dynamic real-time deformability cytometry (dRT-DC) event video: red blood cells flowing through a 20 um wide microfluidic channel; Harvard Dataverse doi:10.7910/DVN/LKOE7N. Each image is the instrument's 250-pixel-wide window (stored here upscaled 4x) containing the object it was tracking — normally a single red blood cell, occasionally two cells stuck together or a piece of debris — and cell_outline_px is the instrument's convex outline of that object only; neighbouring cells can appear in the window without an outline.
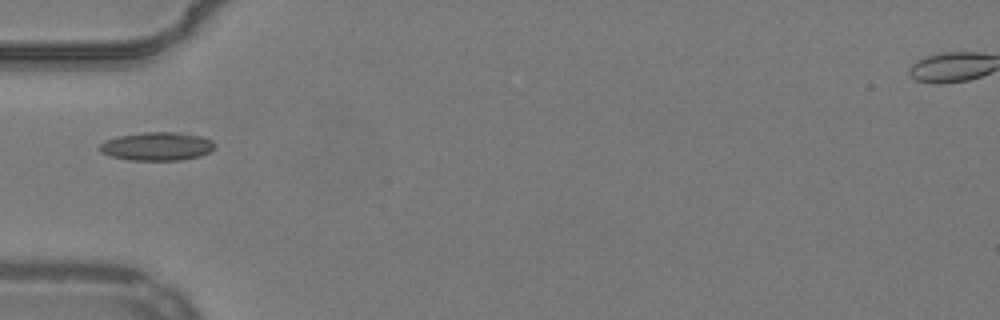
{"species": "common noctule bat (a hibernating species)", "species_latin": "Nyctalus noctula", "temperature_condition": "warm", "stored_images_in_passage": 37, "camera_frame_rate_fps": 3000, "um_per_image_px": 0.085, "animal": {"sex": "male", "body_mass_g": 19.2, "forearm_length_mm": 51.8}, "frame": {"image": 1, "passage_image": 1, "time_ms": 0.0, "image_size_px": [1000, 320], "cell_outline_px": [[216, 148], [200, 156], [180, 160], [128, 160], [112, 156], [100, 152], [100, 144], [108, 140], [120, 136], [144, 132], [176, 132], [204, 136], [212, 140], [216, 144]], "centroid_in_image_um": [13.41, 12.43], "position_along_channel_um": 71.6, "area_um2": 19.02}}
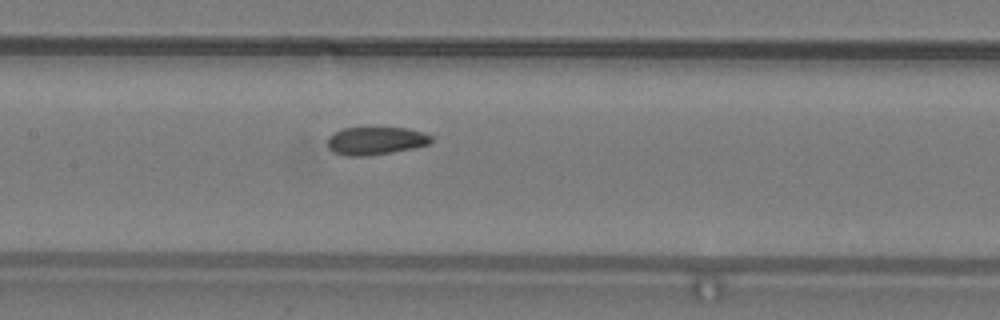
{"frame": {"image": 2, "passage_image": 9, "time_ms": 2.667, "image_size_px": [1000, 320], "cell_outline_px": [[432, 140], [428, 144], [412, 148], [392, 152], [368, 156], [344, 156], [332, 152], [328, 148], [328, 136], [344, 128], [408, 128], [424, 132], [432, 136]], "centroid_in_image_um": [31.92, 11.97], "position_along_channel_um": 175.5, "area_um2": 16.88}}
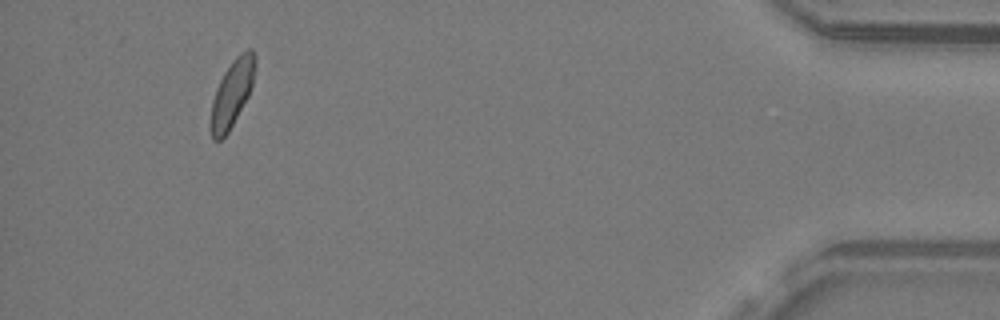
{"frame": {"image": 3, "passage_image": 33, "time_ms": 10.667, "image_size_px": [1000, 320], "cell_outline_px": [[256, 64], [252, 84], [248, 96], [228, 132], [220, 140], [212, 140], [212, 100], [216, 88], [224, 72], [232, 60], [240, 52], [248, 48], [252, 48], [256, 56]], "centroid_in_image_um": [19.75, 7.85], "position_along_channel_um": 415.4, "area_um2": 16.99}, "authors_computed_cell_mechanics": {"area_um2": 17.918, "velocity_mm_per_s": 3.8617, "shape_relaxation_time_tau1_ms": null, "shape_relaxation_time_tau2_ms": 4.6672, "deformation_change_tau1": null, "deformation_change_tau2": 0.1301}}